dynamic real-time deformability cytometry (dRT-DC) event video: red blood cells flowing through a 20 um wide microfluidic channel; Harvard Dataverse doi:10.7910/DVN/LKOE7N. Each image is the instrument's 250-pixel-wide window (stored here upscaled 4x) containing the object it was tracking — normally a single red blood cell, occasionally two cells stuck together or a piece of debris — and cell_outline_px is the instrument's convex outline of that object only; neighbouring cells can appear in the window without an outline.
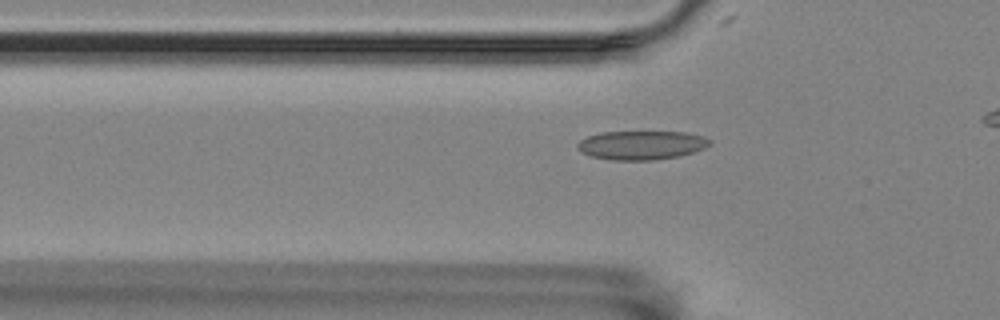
{"species": "Egyptian fruit bat (a non-hibernating species)", "species_latin": "Rousettus aegyptiacus", "temperature_condition": "room temperature", "stored_images_in_passage": 34, "camera_frame_rate_fps": 3000, "um_per_image_px": 0.085, "animal": {"sex": "female"}, "frame": {"image": 1, "passage_image": 5, "time_ms": 1.333, "image_size_px": [1000, 320], "cell_outline_px": [[712, 144], [704, 148], [692, 152], [676, 156], [656, 160], [612, 160], [592, 156], [580, 152], [576, 148], [576, 144], [580, 140], [588, 136], [600, 132], [684, 132], [704, 136], [712, 140]], "centroid_in_image_um": [54.51, 12.33], "position_along_channel_um": 71.3, "area_um2": 22.31}}
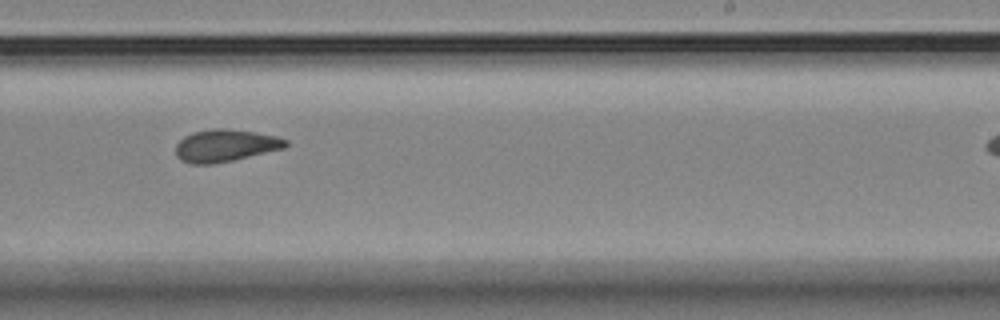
{"frame": {"image": 2, "passage_image": 22, "time_ms": 7.0, "image_size_px": [1000, 320], "cell_outline_px": [[288, 144], [284, 148], [232, 160], [212, 164], [192, 164], [180, 160], [176, 156], [176, 144], [184, 136], [192, 132], [212, 128], [228, 128], [276, 136], [288, 140]], "centroid_in_image_um": [19.12, 12.37], "position_along_channel_um": 269.9, "area_um2": 20.63}}
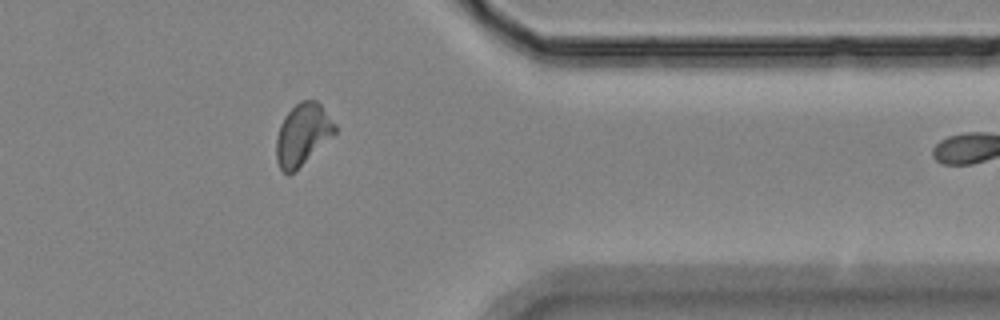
{"frame": {"image": 3, "passage_image": 33, "time_ms": 10.667, "image_size_px": [1000, 320], "cell_outline_px": [[336, 132], [288, 176], [280, 168], [276, 160], [276, 136], [280, 124], [284, 116], [300, 100], [316, 100], [320, 104], [336, 124]], "centroid_in_image_um": [25.69, 11.4], "position_along_channel_um": 385.7, "area_um2": 20.69}}